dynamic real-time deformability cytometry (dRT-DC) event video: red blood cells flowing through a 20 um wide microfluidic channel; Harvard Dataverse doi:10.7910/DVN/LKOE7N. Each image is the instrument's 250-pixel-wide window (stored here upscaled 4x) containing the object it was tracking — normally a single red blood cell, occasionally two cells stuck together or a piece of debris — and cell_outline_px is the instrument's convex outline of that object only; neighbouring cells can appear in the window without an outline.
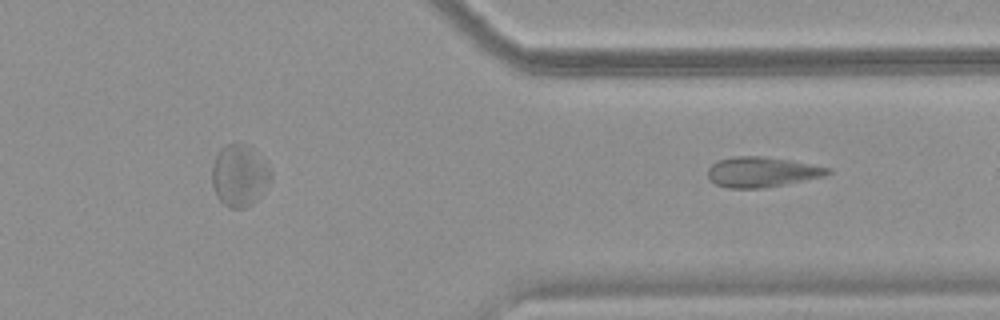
{"species": "common noctule bat (a hibernating species)", "species_latin": "Nyctalus noctula", "temperature_condition": "warm", "stored_images_in_passage": 37, "segment_of_instrument_passage": [2, 2], "camera_frame_rate_fps": 3000, "um_per_image_px": 0.085, "animal": {"sex": "female", "body_mass_g": 18.4}, "frame": {"image": 1, "passage_image": 37, "time_ms": 12.0, "image_size_px": [1000, 320], "cell_outline_px": [[832, 172], [824, 176], [784, 184], [760, 188], [728, 188], [716, 184], [708, 176], [708, 168], [712, 164], [720, 160], [732, 156], [764, 156], [788, 160], [832, 168]], "centroid_in_image_um": [64.76, 14.61], "position_along_channel_um": 346.6, "area_um2": 20.87}}